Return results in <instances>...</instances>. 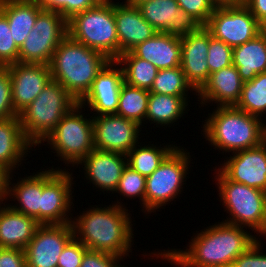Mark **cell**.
Wrapping results in <instances>:
<instances>
[{
  "label": "cell",
  "instance_id": "obj_1",
  "mask_svg": "<svg viewBox=\"0 0 266 267\" xmlns=\"http://www.w3.org/2000/svg\"><path fill=\"white\" fill-rule=\"evenodd\" d=\"M243 228L222 221L197 233L185 251L171 249L152 254L181 267H231L235 258L257 240Z\"/></svg>",
  "mask_w": 266,
  "mask_h": 267
},
{
  "label": "cell",
  "instance_id": "obj_2",
  "mask_svg": "<svg viewBox=\"0 0 266 267\" xmlns=\"http://www.w3.org/2000/svg\"><path fill=\"white\" fill-rule=\"evenodd\" d=\"M115 204V205H114ZM112 206L92 208L72 220L74 237L88 250L123 258L131 250L132 222L126 207L117 201ZM80 237H79V236Z\"/></svg>",
  "mask_w": 266,
  "mask_h": 267
},
{
  "label": "cell",
  "instance_id": "obj_3",
  "mask_svg": "<svg viewBox=\"0 0 266 267\" xmlns=\"http://www.w3.org/2000/svg\"><path fill=\"white\" fill-rule=\"evenodd\" d=\"M109 61L105 55L67 35L49 63L51 79L61 84L79 102Z\"/></svg>",
  "mask_w": 266,
  "mask_h": 267
},
{
  "label": "cell",
  "instance_id": "obj_4",
  "mask_svg": "<svg viewBox=\"0 0 266 267\" xmlns=\"http://www.w3.org/2000/svg\"><path fill=\"white\" fill-rule=\"evenodd\" d=\"M205 120L203 132L214 148L237 152L256 147L264 142L265 124L259 117L235 106H218ZM261 121V122H260Z\"/></svg>",
  "mask_w": 266,
  "mask_h": 267
},
{
  "label": "cell",
  "instance_id": "obj_5",
  "mask_svg": "<svg viewBox=\"0 0 266 267\" xmlns=\"http://www.w3.org/2000/svg\"><path fill=\"white\" fill-rule=\"evenodd\" d=\"M77 104L61 84L51 80L38 97L18 114L25 137L32 145L39 146Z\"/></svg>",
  "mask_w": 266,
  "mask_h": 267
},
{
  "label": "cell",
  "instance_id": "obj_6",
  "mask_svg": "<svg viewBox=\"0 0 266 267\" xmlns=\"http://www.w3.org/2000/svg\"><path fill=\"white\" fill-rule=\"evenodd\" d=\"M68 35L105 55L118 59V35L114 18V2H99L95 7L74 15L67 21Z\"/></svg>",
  "mask_w": 266,
  "mask_h": 267
},
{
  "label": "cell",
  "instance_id": "obj_7",
  "mask_svg": "<svg viewBox=\"0 0 266 267\" xmlns=\"http://www.w3.org/2000/svg\"><path fill=\"white\" fill-rule=\"evenodd\" d=\"M216 175L219 197L231 215L225 223L255 230L266 236V192L227 179L219 170ZM229 211V212H228Z\"/></svg>",
  "mask_w": 266,
  "mask_h": 267
},
{
  "label": "cell",
  "instance_id": "obj_8",
  "mask_svg": "<svg viewBox=\"0 0 266 267\" xmlns=\"http://www.w3.org/2000/svg\"><path fill=\"white\" fill-rule=\"evenodd\" d=\"M82 108L79 103L75 105L43 140L48 142L47 145L50 144L51 149L56 151L65 164L72 163L78 166L95 149L93 118L83 117Z\"/></svg>",
  "mask_w": 266,
  "mask_h": 267
},
{
  "label": "cell",
  "instance_id": "obj_9",
  "mask_svg": "<svg viewBox=\"0 0 266 267\" xmlns=\"http://www.w3.org/2000/svg\"><path fill=\"white\" fill-rule=\"evenodd\" d=\"M186 151L183 147H176L160 166L146 177L144 212H154L181 194L180 189L190 169V155Z\"/></svg>",
  "mask_w": 266,
  "mask_h": 267
},
{
  "label": "cell",
  "instance_id": "obj_10",
  "mask_svg": "<svg viewBox=\"0 0 266 267\" xmlns=\"http://www.w3.org/2000/svg\"><path fill=\"white\" fill-rule=\"evenodd\" d=\"M67 20L58 12L43 9L19 49L18 63L47 64L68 35Z\"/></svg>",
  "mask_w": 266,
  "mask_h": 267
},
{
  "label": "cell",
  "instance_id": "obj_11",
  "mask_svg": "<svg viewBox=\"0 0 266 267\" xmlns=\"http://www.w3.org/2000/svg\"><path fill=\"white\" fill-rule=\"evenodd\" d=\"M204 27L230 47L242 45L261 33V23L245 4L217 6Z\"/></svg>",
  "mask_w": 266,
  "mask_h": 267
},
{
  "label": "cell",
  "instance_id": "obj_12",
  "mask_svg": "<svg viewBox=\"0 0 266 267\" xmlns=\"http://www.w3.org/2000/svg\"><path fill=\"white\" fill-rule=\"evenodd\" d=\"M59 169L42 171L41 225L66 224L71 223L73 219L67 214L73 204L71 189L74 178L70 172Z\"/></svg>",
  "mask_w": 266,
  "mask_h": 267
},
{
  "label": "cell",
  "instance_id": "obj_13",
  "mask_svg": "<svg viewBox=\"0 0 266 267\" xmlns=\"http://www.w3.org/2000/svg\"><path fill=\"white\" fill-rule=\"evenodd\" d=\"M73 237L72 223L40 225L24 249L27 267H57L63 248Z\"/></svg>",
  "mask_w": 266,
  "mask_h": 267
},
{
  "label": "cell",
  "instance_id": "obj_14",
  "mask_svg": "<svg viewBox=\"0 0 266 267\" xmlns=\"http://www.w3.org/2000/svg\"><path fill=\"white\" fill-rule=\"evenodd\" d=\"M93 118L94 146L97 150L127 154L139 144L140 125L116 114Z\"/></svg>",
  "mask_w": 266,
  "mask_h": 267
},
{
  "label": "cell",
  "instance_id": "obj_15",
  "mask_svg": "<svg viewBox=\"0 0 266 267\" xmlns=\"http://www.w3.org/2000/svg\"><path fill=\"white\" fill-rule=\"evenodd\" d=\"M142 17L158 32L184 37L203 25L180 8L176 0H150L139 4Z\"/></svg>",
  "mask_w": 266,
  "mask_h": 267
},
{
  "label": "cell",
  "instance_id": "obj_16",
  "mask_svg": "<svg viewBox=\"0 0 266 267\" xmlns=\"http://www.w3.org/2000/svg\"><path fill=\"white\" fill-rule=\"evenodd\" d=\"M218 170L231 181L266 192V142L234 152Z\"/></svg>",
  "mask_w": 266,
  "mask_h": 267
},
{
  "label": "cell",
  "instance_id": "obj_17",
  "mask_svg": "<svg viewBox=\"0 0 266 267\" xmlns=\"http://www.w3.org/2000/svg\"><path fill=\"white\" fill-rule=\"evenodd\" d=\"M116 60H110L99 72L90 90L78 102L84 109L87 103L91 111L98 115L116 114L120 89L124 83V74ZM115 67V68H113Z\"/></svg>",
  "mask_w": 266,
  "mask_h": 267
},
{
  "label": "cell",
  "instance_id": "obj_18",
  "mask_svg": "<svg viewBox=\"0 0 266 267\" xmlns=\"http://www.w3.org/2000/svg\"><path fill=\"white\" fill-rule=\"evenodd\" d=\"M7 67L11 77L12 104L15 112L19 114L52 80L50 68L47 64L18 62Z\"/></svg>",
  "mask_w": 266,
  "mask_h": 267
},
{
  "label": "cell",
  "instance_id": "obj_19",
  "mask_svg": "<svg viewBox=\"0 0 266 267\" xmlns=\"http://www.w3.org/2000/svg\"><path fill=\"white\" fill-rule=\"evenodd\" d=\"M181 40V63L187 82L197 93L209 78L207 62L209 50V31L202 26Z\"/></svg>",
  "mask_w": 266,
  "mask_h": 267
},
{
  "label": "cell",
  "instance_id": "obj_20",
  "mask_svg": "<svg viewBox=\"0 0 266 267\" xmlns=\"http://www.w3.org/2000/svg\"><path fill=\"white\" fill-rule=\"evenodd\" d=\"M114 18L118 35V57L158 33L142 17L137 6L114 2Z\"/></svg>",
  "mask_w": 266,
  "mask_h": 267
},
{
  "label": "cell",
  "instance_id": "obj_21",
  "mask_svg": "<svg viewBox=\"0 0 266 267\" xmlns=\"http://www.w3.org/2000/svg\"><path fill=\"white\" fill-rule=\"evenodd\" d=\"M79 164L84 166L86 179L103 191L114 192L127 166V157L122 153L94 149Z\"/></svg>",
  "mask_w": 266,
  "mask_h": 267
},
{
  "label": "cell",
  "instance_id": "obj_22",
  "mask_svg": "<svg viewBox=\"0 0 266 267\" xmlns=\"http://www.w3.org/2000/svg\"><path fill=\"white\" fill-rule=\"evenodd\" d=\"M244 81L232 64L209 75L207 82L197 92L204 106L215 101L217 106H235L240 99Z\"/></svg>",
  "mask_w": 266,
  "mask_h": 267
},
{
  "label": "cell",
  "instance_id": "obj_23",
  "mask_svg": "<svg viewBox=\"0 0 266 267\" xmlns=\"http://www.w3.org/2000/svg\"><path fill=\"white\" fill-rule=\"evenodd\" d=\"M131 52L152 63L158 70L175 68L181 63V40L180 37L158 32Z\"/></svg>",
  "mask_w": 266,
  "mask_h": 267
},
{
  "label": "cell",
  "instance_id": "obj_24",
  "mask_svg": "<svg viewBox=\"0 0 266 267\" xmlns=\"http://www.w3.org/2000/svg\"><path fill=\"white\" fill-rule=\"evenodd\" d=\"M4 206H0V248L24 250L41 224L31 216Z\"/></svg>",
  "mask_w": 266,
  "mask_h": 267
},
{
  "label": "cell",
  "instance_id": "obj_25",
  "mask_svg": "<svg viewBox=\"0 0 266 267\" xmlns=\"http://www.w3.org/2000/svg\"><path fill=\"white\" fill-rule=\"evenodd\" d=\"M32 146L24 135L19 117L0 119V165L13 172Z\"/></svg>",
  "mask_w": 266,
  "mask_h": 267
},
{
  "label": "cell",
  "instance_id": "obj_26",
  "mask_svg": "<svg viewBox=\"0 0 266 267\" xmlns=\"http://www.w3.org/2000/svg\"><path fill=\"white\" fill-rule=\"evenodd\" d=\"M43 9L32 0H0V11L7 17L13 40L19 49Z\"/></svg>",
  "mask_w": 266,
  "mask_h": 267
},
{
  "label": "cell",
  "instance_id": "obj_27",
  "mask_svg": "<svg viewBox=\"0 0 266 267\" xmlns=\"http://www.w3.org/2000/svg\"><path fill=\"white\" fill-rule=\"evenodd\" d=\"M232 64L238 69L241 79L253 80L266 72V37L261 32L242 45L233 47Z\"/></svg>",
  "mask_w": 266,
  "mask_h": 267
},
{
  "label": "cell",
  "instance_id": "obj_28",
  "mask_svg": "<svg viewBox=\"0 0 266 267\" xmlns=\"http://www.w3.org/2000/svg\"><path fill=\"white\" fill-rule=\"evenodd\" d=\"M11 180L12 177L9 175L7 196L14 197L19 204H16L17 206H9L15 211L33 217L40 223L42 172L24 177L17 184H12Z\"/></svg>",
  "mask_w": 266,
  "mask_h": 267
},
{
  "label": "cell",
  "instance_id": "obj_29",
  "mask_svg": "<svg viewBox=\"0 0 266 267\" xmlns=\"http://www.w3.org/2000/svg\"><path fill=\"white\" fill-rule=\"evenodd\" d=\"M187 100V96L150 93L146 120L153 121L156 123L155 125L167 126L173 124L184 115L183 113H185L184 111L188 105Z\"/></svg>",
  "mask_w": 266,
  "mask_h": 267
},
{
  "label": "cell",
  "instance_id": "obj_30",
  "mask_svg": "<svg viewBox=\"0 0 266 267\" xmlns=\"http://www.w3.org/2000/svg\"><path fill=\"white\" fill-rule=\"evenodd\" d=\"M116 61L122 66L124 82L127 85L151 89L159 71L152 63L136 57L131 51L121 54Z\"/></svg>",
  "mask_w": 266,
  "mask_h": 267
},
{
  "label": "cell",
  "instance_id": "obj_31",
  "mask_svg": "<svg viewBox=\"0 0 266 267\" xmlns=\"http://www.w3.org/2000/svg\"><path fill=\"white\" fill-rule=\"evenodd\" d=\"M149 94V90L132 87L124 82L120 89L116 115L142 126V121L146 119Z\"/></svg>",
  "mask_w": 266,
  "mask_h": 267
},
{
  "label": "cell",
  "instance_id": "obj_32",
  "mask_svg": "<svg viewBox=\"0 0 266 267\" xmlns=\"http://www.w3.org/2000/svg\"><path fill=\"white\" fill-rule=\"evenodd\" d=\"M135 145L127 154V165L141 175H151L164 161V159L177 147L166 145L165 147Z\"/></svg>",
  "mask_w": 266,
  "mask_h": 267
},
{
  "label": "cell",
  "instance_id": "obj_33",
  "mask_svg": "<svg viewBox=\"0 0 266 267\" xmlns=\"http://www.w3.org/2000/svg\"><path fill=\"white\" fill-rule=\"evenodd\" d=\"M235 107L261 119L266 112V72L244 82Z\"/></svg>",
  "mask_w": 266,
  "mask_h": 267
},
{
  "label": "cell",
  "instance_id": "obj_34",
  "mask_svg": "<svg viewBox=\"0 0 266 267\" xmlns=\"http://www.w3.org/2000/svg\"><path fill=\"white\" fill-rule=\"evenodd\" d=\"M189 90L195 91L187 82L182 67L178 66L170 69H160L149 92L171 96H188L187 92Z\"/></svg>",
  "mask_w": 266,
  "mask_h": 267
},
{
  "label": "cell",
  "instance_id": "obj_35",
  "mask_svg": "<svg viewBox=\"0 0 266 267\" xmlns=\"http://www.w3.org/2000/svg\"><path fill=\"white\" fill-rule=\"evenodd\" d=\"M145 183L146 177L127 165L123 170L115 192L126 198L140 197L139 200H141L145 209Z\"/></svg>",
  "mask_w": 266,
  "mask_h": 267
},
{
  "label": "cell",
  "instance_id": "obj_36",
  "mask_svg": "<svg viewBox=\"0 0 266 267\" xmlns=\"http://www.w3.org/2000/svg\"><path fill=\"white\" fill-rule=\"evenodd\" d=\"M44 9L58 12L67 21L74 15L95 7L99 0H32Z\"/></svg>",
  "mask_w": 266,
  "mask_h": 267
},
{
  "label": "cell",
  "instance_id": "obj_37",
  "mask_svg": "<svg viewBox=\"0 0 266 267\" xmlns=\"http://www.w3.org/2000/svg\"><path fill=\"white\" fill-rule=\"evenodd\" d=\"M207 62L209 75L232 65L233 48L223 41L215 39L209 32V50Z\"/></svg>",
  "mask_w": 266,
  "mask_h": 267
},
{
  "label": "cell",
  "instance_id": "obj_38",
  "mask_svg": "<svg viewBox=\"0 0 266 267\" xmlns=\"http://www.w3.org/2000/svg\"><path fill=\"white\" fill-rule=\"evenodd\" d=\"M19 48L16 46L7 17L0 11V67L18 62Z\"/></svg>",
  "mask_w": 266,
  "mask_h": 267
},
{
  "label": "cell",
  "instance_id": "obj_39",
  "mask_svg": "<svg viewBox=\"0 0 266 267\" xmlns=\"http://www.w3.org/2000/svg\"><path fill=\"white\" fill-rule=\"evenodd\" d=\"M18 117L12 104V86L8 67H0V119Z\"/></svg>",
  "mask_w": 266,
  "mask_h": 267
},
{
  "label": "cell",
  "instance_id": "obj_40",
  "mask_svg": "<svg viewBox=\"0 0 266 267\" xmlns=\"http://www.w3.org/2000/svg\"><path fill=\"white\" fill-rule=\"evenodd\" d=\"M181 9L191 14L203 26L208 22L217 5L213 0H176Z\"/></svg>",
  "mask_w": 266,
  "mask_h": 267
},
{
  "label": "cell",
  "instance_id": "obj_41",
  "mask_svg": "<svg viewBox=\"0 0 266 267\" xmlns=\"http://www.w3.org/2000/svg\"><path fill=\"white\" fill-rule=\"evenodd\" d=\"M87 247L73 237L63 248L57 267H81V262Z\"/></svg>",
  "mask_w": 266,
  "mask_h": 267
},
{
  "label": "cell",
  "instance_id": "obj_42",
  "mask_svg": "<svg viewBox=\"0 0 266 267\" xmlns=\"http://www.w3.org/2000/svg\"><path fill=\"white\" fill-rule=\"evenodd\" d=\"M261 251V242L257 239L245 252L232 262L231 267H266V254Z\"/></svg>",
  "mask_w": 266,
  "mask_h": 267
},
{
  "label": "cell",
  "instance_id": "obj_43",
  "mask_svg": "<svg viewBox=\"0 0 266 267\" xmlns=\"http://www.w3.org/2000/svg\"><path fill=\"white\" fill-rule=\"evenodd\" d=\"M121 259L123 258L106 252L87 250L83 255L81 267H119Z\"/></svg>",
  "mask_w": 266,
  "mask_h": 267
},
{
  "label": "cell",
  "instance_id": "obj_44",
  "mask_svg": "<svg viewBox=\"0 0 266 267\" xmlns=\"http://www.w3.org/2000/svg\"><path fill=\"white\" fill-rule=\"evenodd\" d=\"M0 267H27L25 250L0 248Z\"/></svg>",
  "mask_w": 266,
  "mask_h": 267
},
{
  "label": "cell",
  "instance_id": "obj_45",
  "mask_svg": "<svg viewBox=\"0 0 266 267\" xmlns=\"http://www.w3.org/2000/svg\"><path fill=\"white\" fill-rule=\"evenodd\" d=\"M244 4L261 24L266 21V0H245Z\"/></svg>",
  "mask_w": 266,
  "mask_h": 267
},
{
  "label": "cell",
  "instance_id": "obj_46",
  "mask_svg": "<svg viewBox=\"0 0 266 267\" xmlns=\"http://www.w3.org/2000/svg\"><path fill=\"white\" fill-rule=\"evenodd\" d=\"M6 168L0 165V204L3 203L4 199H8L7 197V189H8V178L11 175ZM2 202V203H1Z\"/></svg>",
  "mask_w": 266,
  "mask_h": 267
},
{
  "label": "cell",
  "instance_id": "obj_47",
  "mask_svg": "<svg viewBox=\"0 0 266 267\" xmlns=\"http://www.w3.org/2000/svg\"><path fill=\"white\" fill-rule=\"evenodd\" d=\"M245 0H213L217 6L244 4Z\"/></svg>",
  "mask_w": 266,
  "mask_h": 267
},
{
  "label": "cell",
  "instance_id": "obj_48",
  "mask_svg": "<svg viewBox=\"0 0 266 267\" xmlns=\"http://www.w3.org/2000/svg\"><path fill=\"white\" fill-rule=\"evenodd\" d=\"M150 0H126L124 3L131 6H138L139 4Z\"/></svg>",
  "mask_w": 266,
  "mask_h": 267
},
{
  "label": "cell",
  "instance_id": "obj_49",
  "mask_svg": "<svg viewBox=\"0 0 266 267\" xmlns=\"http://www.w3.org/2000/svg\"><path fill=\"white\" fill-rule=\"evenodd\" d=\"M261 32L264 34V36L266 37V21H264L262 24H261Z\"/></svg>",
  "mask_w": 266,
  "mask_h": 267
},
{
  "label": "cell",
  "instance_id": "obj_50",
  "mask_svg": "<svg viewBox=\"0 0 266 267\" xmlns=\"http://www.w3.org/2000/svg\"><path fill=\"white\" fill-rule=\"evenodd\" d=\"M100 2H107V1H110V0H99Z\"/></svg>",
  "mask_w": 266,
  "mask_h": 267
}]
</instances>
